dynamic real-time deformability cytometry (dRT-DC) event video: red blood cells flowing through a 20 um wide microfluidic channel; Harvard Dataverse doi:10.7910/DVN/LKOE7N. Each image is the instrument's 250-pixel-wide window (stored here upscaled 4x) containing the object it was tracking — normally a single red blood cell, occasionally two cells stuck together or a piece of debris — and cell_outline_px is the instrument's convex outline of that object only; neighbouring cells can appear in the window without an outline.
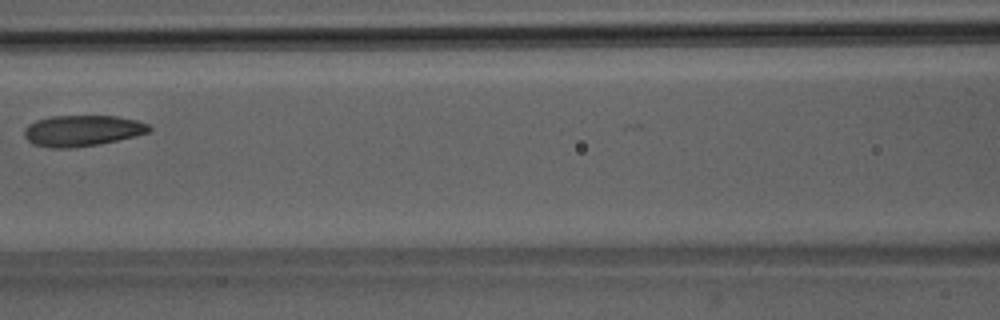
{"species": "Egyptian fruit bat (a non-hibernating species)", "species_latin": "Rousettus aegyptiacus", "temperature_condition": "room temperature", "stored_images_in_passage": 4, "camera_frame_rate_fps": 3000, "um_per_image_px": 0.085, "animal": {"sex": "male"}, "frame": {"image": 1, "passage_image": 4, "time_ms": 3.667, "image_size_px": [1000, 320], "cell_outline_px": [[152, 132], [136, 136], [96, 144], [68, 148], [52, 148], [32, 144], [24, 136], [24, 128], [28, 124], [36, 120], [52, 116], [116, 116], [136, 120], [148, 124], [152, 128]], "centroid_in_image_um": [6.99, 11.1], "position_along_channel_um": 159.6, "area_um2": 22.54}}